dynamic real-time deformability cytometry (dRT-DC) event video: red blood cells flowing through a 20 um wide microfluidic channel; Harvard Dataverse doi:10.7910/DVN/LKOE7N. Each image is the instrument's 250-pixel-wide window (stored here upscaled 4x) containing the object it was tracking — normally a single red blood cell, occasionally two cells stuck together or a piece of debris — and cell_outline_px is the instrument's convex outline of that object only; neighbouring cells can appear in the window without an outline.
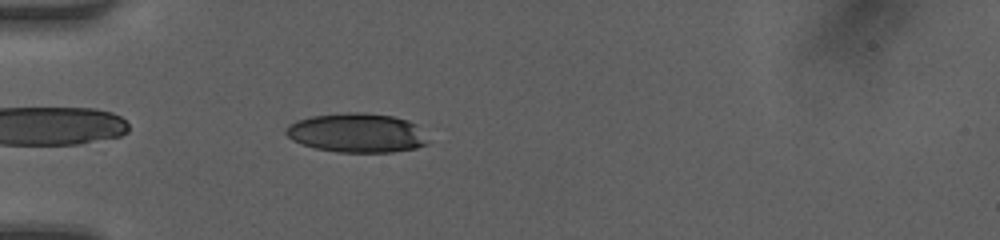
{"species": "human", "species_latin": "Homo sapiens", "temperature_condition": "room temperature", "stored_images_in_passage": 23, "camera_frame_rate_fps": 3000, "um_per_image_px": 0.085, "donor": {"sex": "female"}, "frame": {"image": 1, "passage_image": 2, "time_ms": 0.333, "image_size_px": [1000, 240], "cell_outline_px": [[428, 144], [416, 148], [392, 152], [336, 152], [316, 148], [300, 144], [292, 140], [284, 132], [288, 124], [296, 120], [312, 116], [348, 112], [364, 112], [392, 116], [408, 120], [416, 124], [428, 140]], "centroid_in_image_um": [30.32, 11.29], "position_along_channel_um": 54.7, "area_um2": 32.6}}
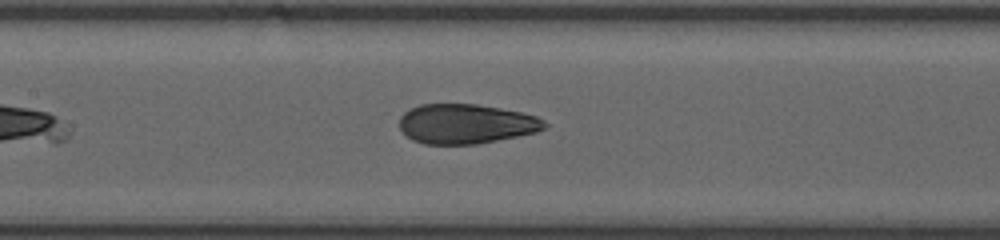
{"frame": {"image": 2, "passage_image": 11, "time_ms": 3.333, "image_size_px": [1000, 240], "cell_outline_px": [[548, 124], [544, 128], [536, 132], [476, 144], [424, 144], [412, 140], [400, 128], [400, 116], [408, 108], [420, 104], [476, 104], [500, 108], [520, 112], [536, 116], [544, 120]], "centroid_in_image_um": [39.58, 10.52], "position_along_channel_um": 167.8, "area_um2": 33.47}}
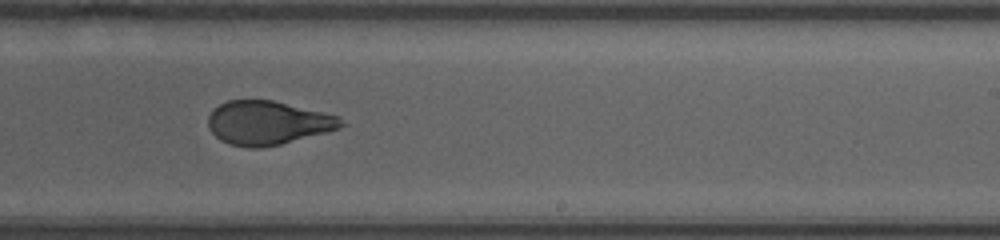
{"frame": {"image": 3, "passage_image": 18, "time_ms": 5.667, "image_size_px": [1000, 240], "cell_outline_px": [[348, 124], [340, 128], [280, 144], [256, 148], [248, 148], [228, 144], [220, 140], [212, 132], [208, 124], [208, 116], [220, 104], [228, 100], [272, 100], [340, 116]], "centroid_in_image_um": [22.78, 10.44], "position_along_channel_um": 266.2, "area_um2": 33.76}}